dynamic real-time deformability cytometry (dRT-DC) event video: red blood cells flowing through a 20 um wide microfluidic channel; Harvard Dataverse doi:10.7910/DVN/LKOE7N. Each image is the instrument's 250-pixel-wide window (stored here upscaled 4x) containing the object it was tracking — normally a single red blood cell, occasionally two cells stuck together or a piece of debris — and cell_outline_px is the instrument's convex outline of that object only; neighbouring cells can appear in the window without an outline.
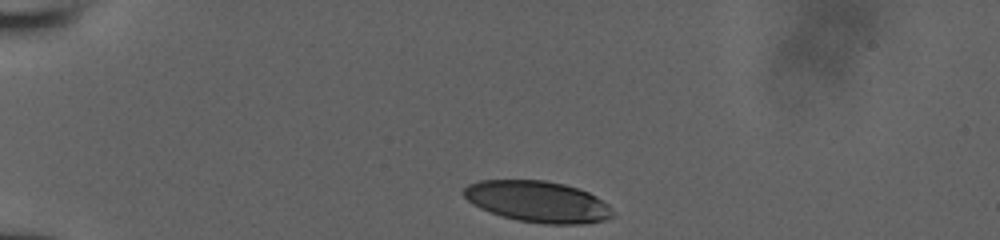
{"species": "human", "species_latin": "Homo sapiens", "temperature_condition": "room temperature", "stored_images_in_passage": 9, "camera_frame_rate_fps": 3000, "um_per_image_px": 0.085, "donor": {"sex": "male"}, "frame": {"image": 1, "passage_image": 1, "time_ms": 0.0, "image_size_px": [1000, 240], "cell_outline_px": [[612, 216], [604, 220], [584, 224], [544, 224], [516, 220], [480, 208], [472, 204], [464, 196], [464, 188], [468, 184], [480, 180], [544, 180], [564, 184], [588, 192], [596, 196], [608, 204], [612, 212]], "centroid_in_image_um": [45.7, 17.14], "position_along_channel_um": 39.3, "area_um2": 35.6}}
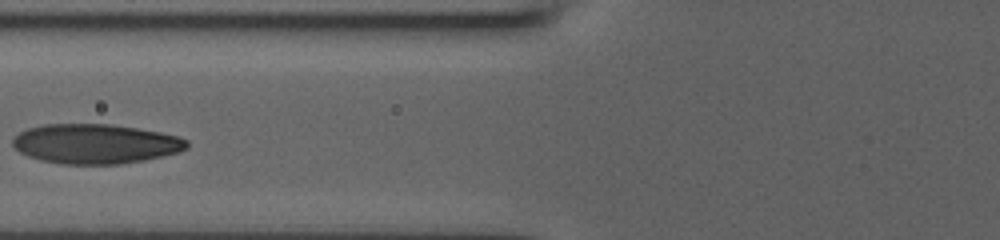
{"frame": {"image": 2, "passage_image": 6, "time_ms": 1.667, "image_size_px": [1000, 240], "cell_outline_px": [[188, 148], [176, 152], [144, 160], [120, 164], [60, 164], [40, 160], [28, 156], [20, 152], [12, 144], [12, 136], [28, 128], [44, 124], [112, 124], [160, 132], [180, 136], [188, 140]], "centroid_in_image_um": [8.09, 12.22], "position_along_channel_um": 117.7, "area_um2": 40.34}}
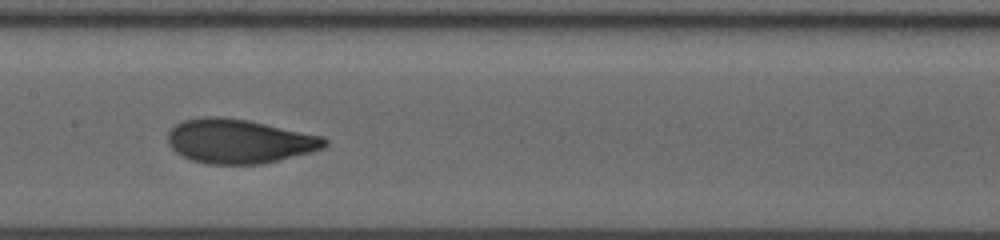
{"frame": {"image": 3, "passage_image": 8, "time_ms": 2.333, "image_size_px": [1000, 240], "cell_outline_px": [[328, 144], [324, 148], [312, 152], [260, 164], [208, 164], [192, 160], [176, 152], [168, 144], [168, 132], [180, 120], [200, 116], [220, 116], [248, 120], [320, 136], [328, 140]], "centroid_in_image_um": [20.29, 11.99], "position_along_channel_um": 187.1, "area_um2": 40.34}}